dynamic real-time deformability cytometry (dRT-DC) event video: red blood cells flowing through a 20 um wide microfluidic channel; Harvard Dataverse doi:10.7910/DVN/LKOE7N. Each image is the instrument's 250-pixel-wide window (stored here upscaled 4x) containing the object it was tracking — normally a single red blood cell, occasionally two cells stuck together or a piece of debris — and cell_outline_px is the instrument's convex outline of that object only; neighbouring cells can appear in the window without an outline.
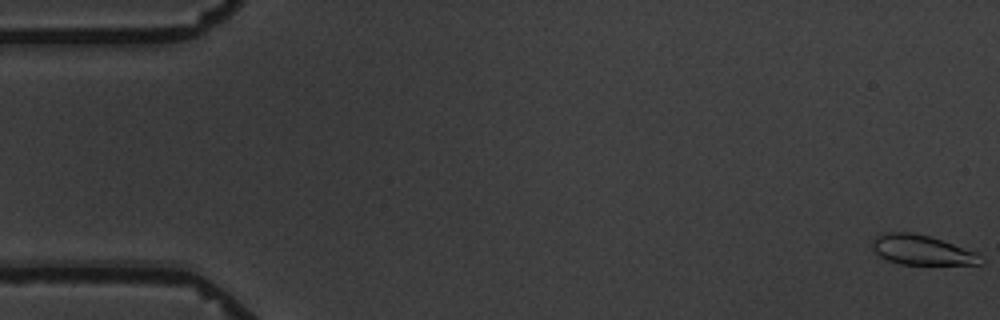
{"species": "common noctule bat (a hibernating species)", "species_latin": "Nyctalus noctula", "temperature_condition": "warm", "stored_images_in_passage": 6, "camera_frame_rate_fps": 3000, "um_per_image_px": 0.085, "animal": {"sex": "male", "body_mass_g": 19.5, "forearm_length_mm": 54.6}, "frame": {"image": 1, "passage_image": 1, "time_ms": 0.0, "image_size_px": [1000, 320], "cell_outline_px": [[984, 264], [900, 264], [888, 260], [880, 256], [872, 248], [872, 240], [876, 236], [884, 232], [912, 232], [928, 236], [976, 252], [984, 260]], "centroid_in_image_um": [78.33, 21.25], "position_along_channel_um": 6.7, "area_um2": 18.61}}